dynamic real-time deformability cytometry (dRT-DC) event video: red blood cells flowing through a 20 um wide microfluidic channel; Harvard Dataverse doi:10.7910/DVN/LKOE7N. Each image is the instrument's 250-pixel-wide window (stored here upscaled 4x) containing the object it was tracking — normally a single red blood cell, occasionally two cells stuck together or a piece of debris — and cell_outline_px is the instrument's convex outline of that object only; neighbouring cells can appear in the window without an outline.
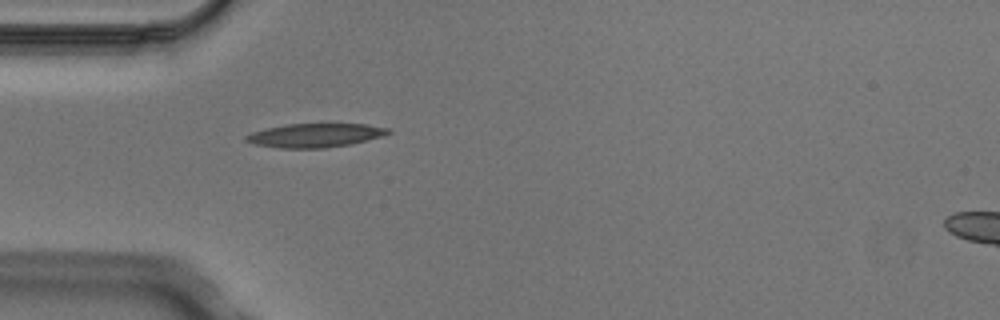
{"species": "Egyptian fruit bat (a non-hibernating species)", "species_latin": "Rousettus aegyptiacus", "temperature_condition": "cold", "stored_images_in_passage": 5, "segment_of_instrument_passage": [1, 2], "camera_frame_rate_fps": 3000, "um_per_image_px": 0.085, "animal": {"sex": "male"}, "frame": {"image": 1, "passage_image": 4, "time_ms": 1.0, "image_size_px": [1000, 320], "cell_outline_px": [[392, 132], [384, 136], [352, 144], [324, 148], [276, 148], [256, 144], [244, 140], [244, 136], [252, 132], [264, 128], [288, 124], [364, 124], [392, 128]], "centroid_in_image_um": [26.81, 11.5], "position_along_channel_um": 58.2, "area_um2": 19.94}}